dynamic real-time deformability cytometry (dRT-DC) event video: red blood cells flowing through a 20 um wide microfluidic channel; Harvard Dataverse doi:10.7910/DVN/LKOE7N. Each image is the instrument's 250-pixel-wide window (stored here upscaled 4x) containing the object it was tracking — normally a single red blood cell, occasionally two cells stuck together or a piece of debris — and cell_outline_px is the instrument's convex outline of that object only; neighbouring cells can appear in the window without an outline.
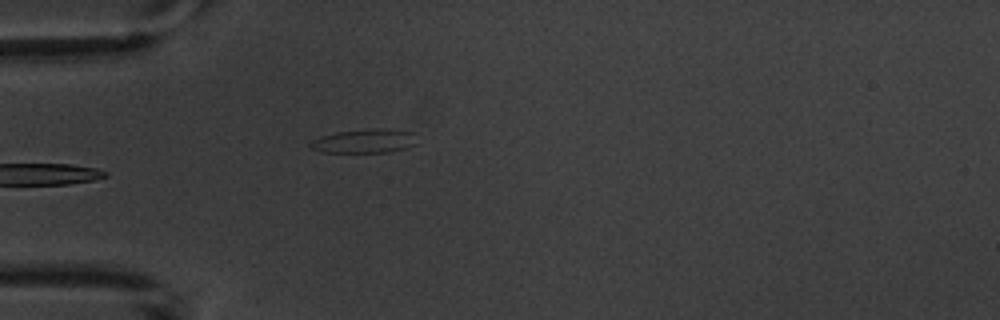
{"species": "common noctule bat (a hibernating species)", "species_latin": "Nyctalus noctula", "temperature_condition": "warm", "stored_images_in_passage": 4, "camera_frame_rate_fps": 3000, "um_per_image_px": 0.085, "animal": {"sex": "male", "body_mass_g": 20.1, "forearm_length_mm": 53.5}, "frame": {"image": 1, "passage_image": 4, "time_ms": 3.667, "image_size_px": [1000, 320], "cell_outline_px": [[416, 144], [404, 148], [388, 152], [320, 152], [312, 148], [308, 144], [312, 140], [320, 136], [336, 132], [376, 128], [380, 128], [412, 132]], "centroid_in_image_um": [30.92, 11.99], "position_along_channel_um": 54.1, "area_um2": 14.68}}